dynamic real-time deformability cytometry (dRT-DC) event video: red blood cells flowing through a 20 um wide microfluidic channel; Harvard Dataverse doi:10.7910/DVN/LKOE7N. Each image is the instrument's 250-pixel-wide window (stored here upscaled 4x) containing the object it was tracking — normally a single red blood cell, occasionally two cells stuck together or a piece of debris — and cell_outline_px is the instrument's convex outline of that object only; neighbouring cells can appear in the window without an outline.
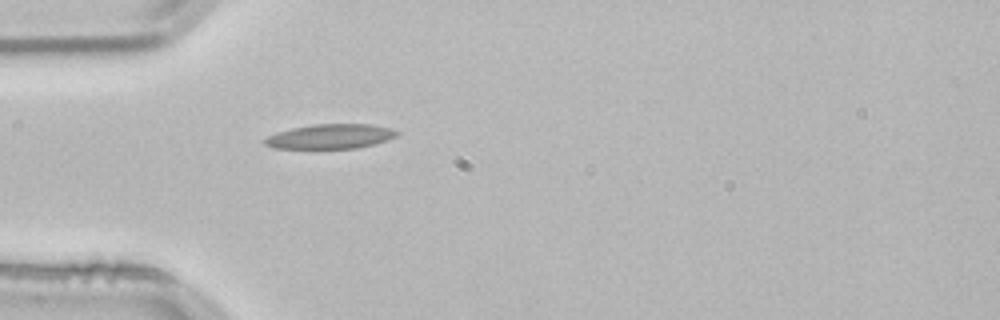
{"species": "common noctule bat (a hibernating species)", "species_latin": "Nyctalus noctula", "temperature_condition": "room temperature", "stored_images_in_passage": 39, "camera_frame_rate_fps": 3000, "um_per_image_px": 0.085, "animal": {"sex": "male", "body_mass_g": 21.5, "forearm_length_mm": 52.0}, "frame": {"image": 1, "passage_image": 1, "time_ms": 0.0, "image_size_px": [1000, 320], "cell_outline_px": [[400, 132], [396, 136], [388, 140], [356, 148], [272, 148], [264, 144], [264, 140], [268, 136], [276, 132], [292, 128], [312, 124], [372, 124], [392, 128]], "centroid_in_image_um": [28.09, 11.58], "position_along_channel_um": 56.9, "area_um2": 18.96}}
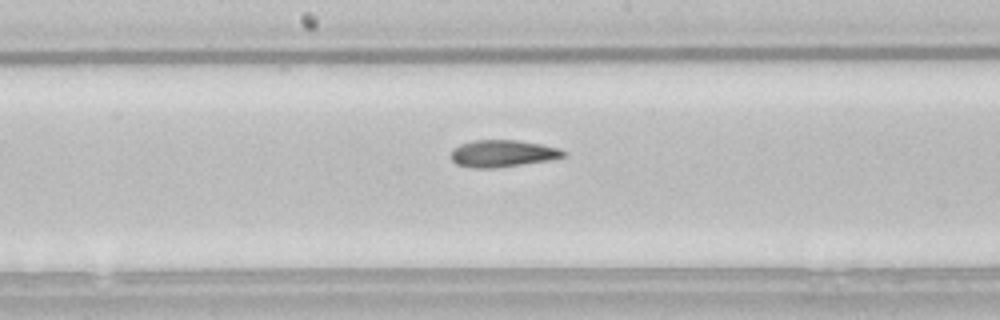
{"frame": {"image": 2, "passage_image": 13, "time_ms": 4.0, "image_size_px": [1000, 320], "cell_outline_px": [[568, 156], [548, 160], [496, 168], [472, 168], [456, 164], [452, 160], [452, 148], [460, 144], [472, 140], [516, 140], [540, 144], [560, 148], [568, 152]], "centroid_in_image_um": [42.74, 13.04], "position_along_channel_um": 205.5, "area_um2": 17.8}}
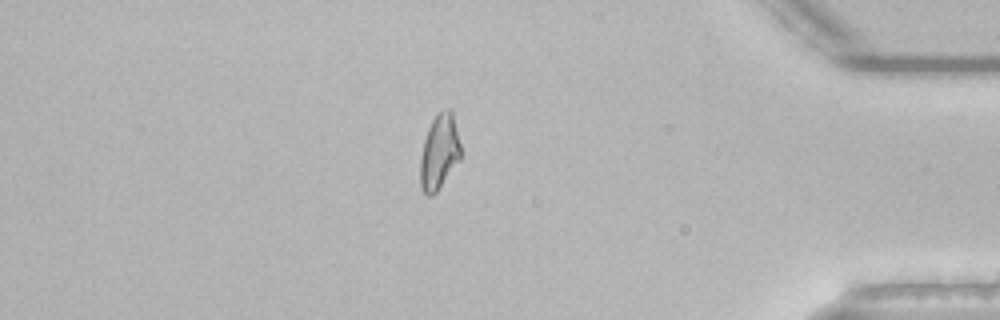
{"frame": {"image": 3, "passage_image": 31, "time_ms": 10.0, "image_size_px": [1000, 320], "cell_outline_px": [[460, 160], [436, 192], [432, 196], [424, 196], [420, 188], [420, 156], [424, 140], [428, 128], [432, 120], [444, 108], [452, 108], [460, 144]], "centroid_in_image_um": [37.32, 12.94], "position_along_channel_um": 397.9, "area_um2": 17.86}, "authors_computed_cell_mechanics": {"area_um2": 17.8024, "velocity_mm_per_s": 3.8111, "shape_relaxation_time_tau1_ms": null, "shape_relaxation_time_tau2_ms": 3.7964, "deformation_change_tau1": null, "deformation_change_tau2": 0.1252}}